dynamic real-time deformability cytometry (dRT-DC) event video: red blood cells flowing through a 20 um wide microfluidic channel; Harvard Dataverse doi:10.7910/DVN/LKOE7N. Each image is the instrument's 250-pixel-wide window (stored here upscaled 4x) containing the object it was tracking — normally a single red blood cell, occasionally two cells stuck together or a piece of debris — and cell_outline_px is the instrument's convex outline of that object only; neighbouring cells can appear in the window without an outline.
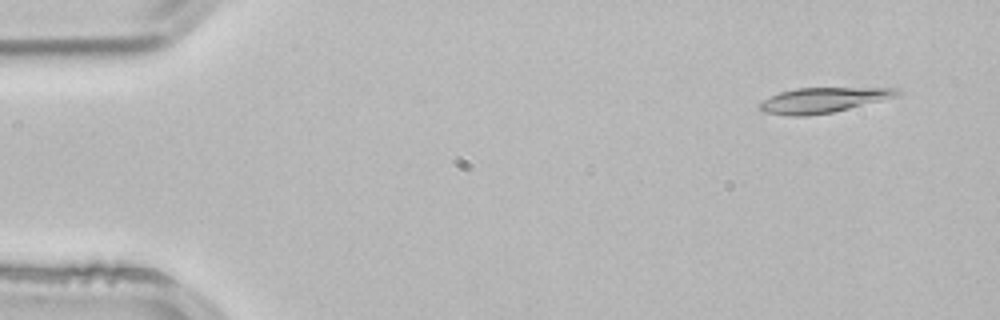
{"species": "common noctule bat (a hibernating species)", "species_latin": "Nyctalus noctula", "temperature_condition": "room temperature", "stored_images_in_passage": 2, "camera_frame_rate_fps": 3000, "um_per_image_px": 0.085, "animal": {"sex": "male", "body_mass_g": 21.5, "forearm_length_mm": 52.0}, "frame": {"image": 1, "passage_image": 1, "time_ms": 0.0, "image_size_px": [1000, 320], "cell_outline_px": [[904, 92], [892, 96], [848, 108], [832, 112], [808, 116], [788, 116], [764, 112], [760, 108], [760, 104], [764, 100], [780, 92], [796, 88], [900, 88]], "centroid_in_image_um": [69.9, 8.51], "position_along_channel_um": 15.1, "area_um2": 19.59}}